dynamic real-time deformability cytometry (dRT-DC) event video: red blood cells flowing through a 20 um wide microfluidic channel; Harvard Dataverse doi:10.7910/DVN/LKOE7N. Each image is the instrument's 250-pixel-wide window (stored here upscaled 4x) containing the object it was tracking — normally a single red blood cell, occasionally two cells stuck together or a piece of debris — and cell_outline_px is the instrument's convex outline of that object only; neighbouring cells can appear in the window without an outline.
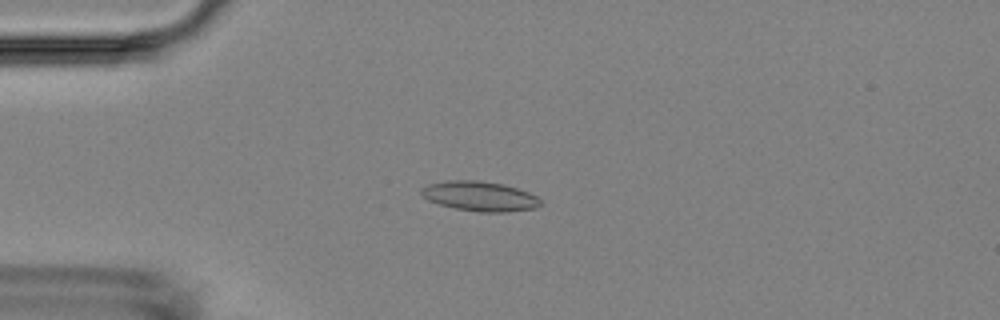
{"species": "Egyptian fruit bat (a non-hibernating species)", "species_latin": "Rousettus aegyptiacus", "temperature_condition": "room temperature", "stored_images_in_passage": 29, "camera_frame_rate_fps": 3000, "um_per_image_px": 0.085, "animal": {"sex": "female"}, "frame": {"image": 1, "passage_image": 10, "time_ms": 3.0, "image_size_px": [1000, 320], "cell_outline_px": [[540, 204], [536, 208], [504, 212], [480, 212], [456, 208], [440, 204], [428, 200], [420, 192], [420, 188], [428, 184], [444, 180], [480, 180], [504, 184], [528, 192], [536, 196], [540, 200]], "centroid_in_image_um": [40.76, 16.66], "position_along_channel_um": 44.2, "area_um2": 20.63}}
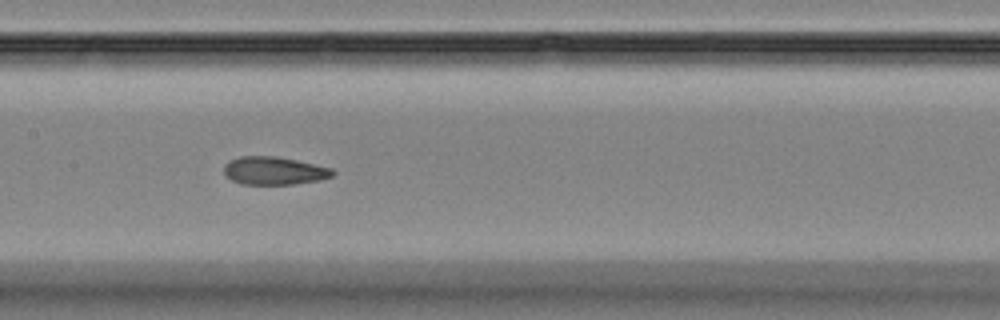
{"frame": {"image": 2, "passage_image": 23, "time_ms": 7.333, "image_size_px": [1000, 320], "cell_outline_px": [[336, 172], [332, 176], [320, 180], [292, 184], [240, 184], [232, 180], [224, 172], [224, 164], [228, 160], [240, 156], [276, 156], [296, 160], [332, 168]], "centroid_in_image_um": [23.29, 14.5], "position_along_channel_um": 184.1, "area_um2": 17.74}}
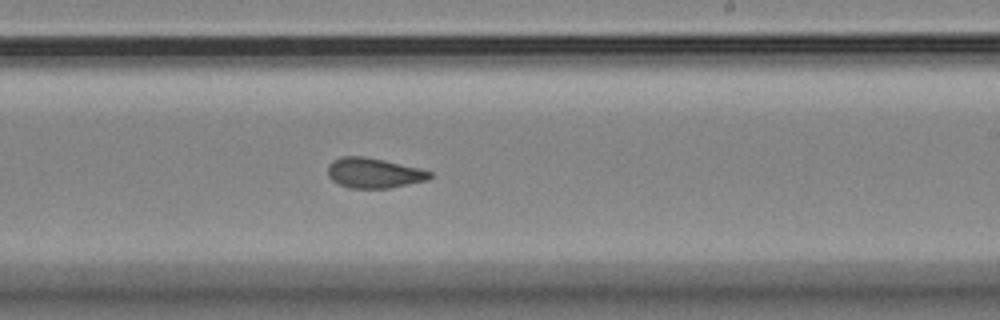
{"frame": {"image": 3, "passage_image": 29, "time_ms": 9.333, "image_size_px": [1000, 320], "cell_outline_px": [[432, 176], [428, 180], [388, 188], [348, 188], [332, 180], [328, 176], [328, 164], [332, 160], [340, 156], [364, 156], [384, 160], [420, 168], [432, 172]], "centroid_in_image_um": [31.76, 14.69], "position_along_channel_um": 257.2, "area_um2": 17.98}}